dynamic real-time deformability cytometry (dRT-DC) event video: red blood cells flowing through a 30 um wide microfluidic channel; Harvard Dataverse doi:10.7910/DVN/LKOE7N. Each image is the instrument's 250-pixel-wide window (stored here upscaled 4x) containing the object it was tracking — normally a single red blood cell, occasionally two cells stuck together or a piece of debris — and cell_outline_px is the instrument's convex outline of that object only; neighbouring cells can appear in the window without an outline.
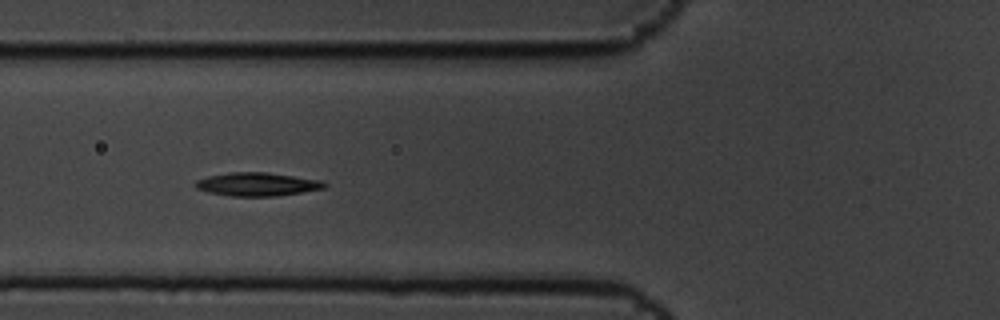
{"species": "common noctule bat (a hibernating species)", "species_latin": "Nyctalus noctula", "temperature_condition": "cold", "stored_images_in_passage": 8, "camera_frame_rate_fps": 3000, "um_per_image_px": 0.085, "animal": {"sex": "male", "body_mass_g": 19.5, "forearm_length_mm": 54.6}, "frame": {"image": 1, "passage_image": 6, "time_ms": 1.667, "image_size_px": [1000, 320], "cell_outline_px": [[328, 184], [324, 188], [276, 196], [232, 196], [208, 192], [196, 188], [192, 184], [196, 180], [208, 176], [232, 172], [264, 172], [324, 180]], "centroid_in_image_um": [21.85, 15.66], "position_along_channel_um": 103.9, "area_um2": 17.57}}
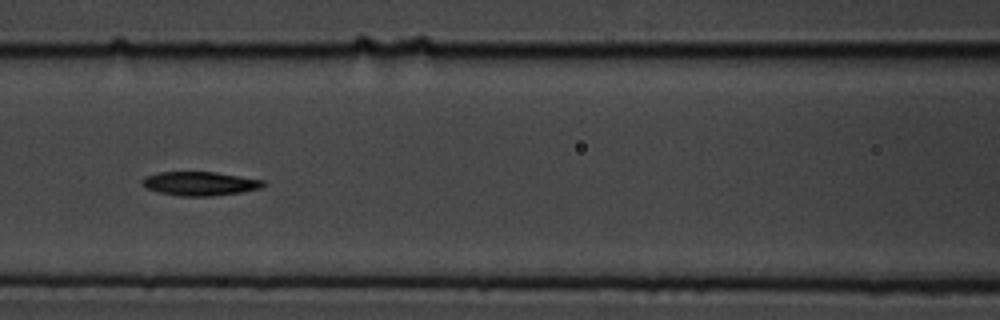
{"frame": {"image": 2, "passage_image": 7, "time_ms": 2.0, "image_size_px": [1000, 320], "cell_outline_px": [[264, 184], [260, 188], [240, 192], [212, 196], [180, 196], [160, 192], [148, 188], [140, 184], [140, 180], [144, 176], [160, 172], [216, 172], [264, 180]], "centroid_in_image_um": [16.95, 15.6], "position_along_channel_um": 149.7, "area_um2": 16.76}}
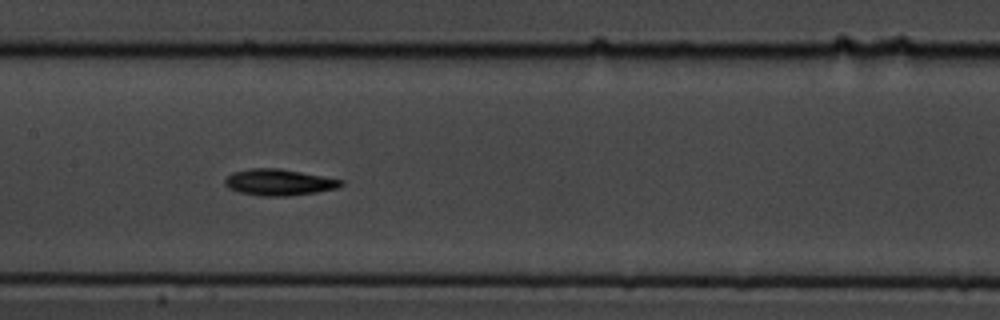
{"frame": {"image": 3, "passage_image": 8, "time_ms": 2.333, "image_size_px": [1000, 320], "cell_outline_px": [[344, 184], [336, 188], [316, 192], [288, 196], [260, 196], [240, 192], [228, 188], [224, 184], [224, 180], [232, 172], [252, 168], [280, 168], [344, 180]], "centroid_in_image_um": [23.7, 15.49], "position_along_channel_um": 183.7, "area_um2": 17.8}}